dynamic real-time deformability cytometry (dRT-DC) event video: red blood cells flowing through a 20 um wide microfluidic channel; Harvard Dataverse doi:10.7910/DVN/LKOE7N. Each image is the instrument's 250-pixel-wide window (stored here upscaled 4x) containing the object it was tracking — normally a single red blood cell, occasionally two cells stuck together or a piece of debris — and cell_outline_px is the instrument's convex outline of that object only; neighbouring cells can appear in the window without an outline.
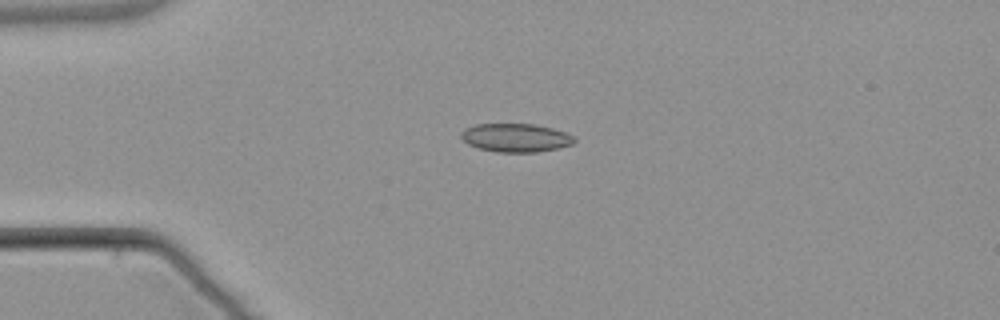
{"species": "common noctule bat (a hibernating species)", "species_latin": "Nyctalus noctula", "temperature_condition": "warm", "stored_images_in_passage": 6, "camera_frame_rate_fps": 3000, "um_per_image_px": 0.085, "animal": {"sex": "male", "body_mass_g": 21.5, "forearm_length_mm": 52.0}, "frame": {"image": 1, "passage_image": 3, "time_ms": 3.333, "image_size_px": [1000, 320], "cell_outline_px": [[576, 140], [572, 144], [560, 148], [536, 152], [496, 152], [480, 148], [468, 144], [460, 136], [460, 132], [464, 128], [476, 124], [536, 124], [552, 128], [564, 132], [572, 136]], "centroid_in_image_um": [43.82, 11.7], "position_along_channel_um": 41.2, "area_um2": 18.79}}
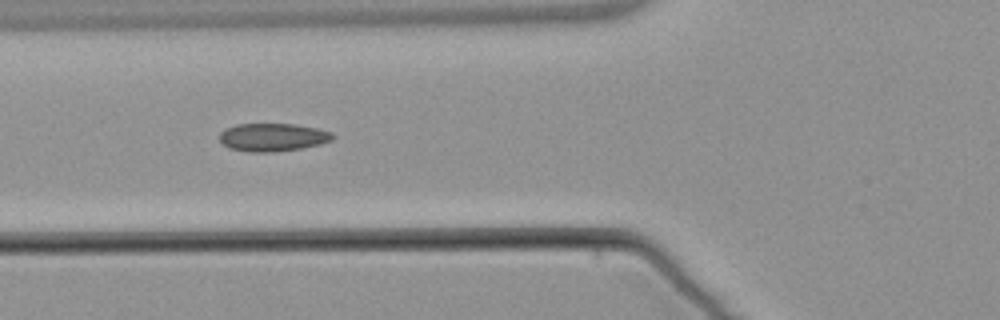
{"frame": {"image": 2, "passage_image": 5, "time_ms": 5.667, "image_size_px": [1000, 320], "cell_outline_px": [[336, 136], [332, 140], [320, 144], [300, 148], [276, 152], [248, 152], [228, 148], [220, 140], [220, 132], [224, 128], [236, 124], [292, 124], [316, 128], [332, 132]], "centroid_in_image_um": [23.17, 11.67], "position_along_channel_um": 102.6, "area_um2": 18.55}}